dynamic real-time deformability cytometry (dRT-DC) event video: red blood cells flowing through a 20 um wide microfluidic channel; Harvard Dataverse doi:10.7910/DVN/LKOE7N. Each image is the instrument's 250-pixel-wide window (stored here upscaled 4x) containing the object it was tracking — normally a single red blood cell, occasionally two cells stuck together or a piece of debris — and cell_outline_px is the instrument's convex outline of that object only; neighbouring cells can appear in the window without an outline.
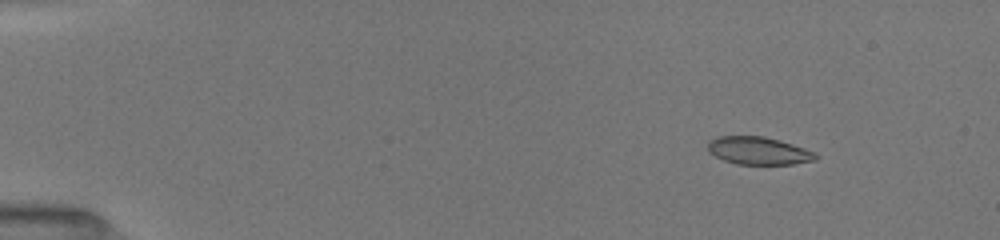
{"species": "common noctule bat (a hibernating species)", "species_latin": "Nyctalus noctula", "temperature_condition": "room temperature", "stored_images_in_passage": 36, "camera_frame_rate_fps": 3000, "um_per_image_px": 0.085, "animal": {"sex": "female", "body_mass_g": 19.5, "forearm_length_mm": 54.1}, "frame": {"image": 1, "passage_image": 4, "time_ms": 1.667, "image_size_px": [1000, 240], "cell_outline_px": [[820, 156], [816, 160], [792, 164], [736, 164], [724, 160], [708, 152], [708, 140], [716, 136], [764, 136], [780, 140], [816, 152]], "centroid_in_image_um": [64.48, 12.81], "position_along_channel_um": 20.5, "area_um2": 17.57}}
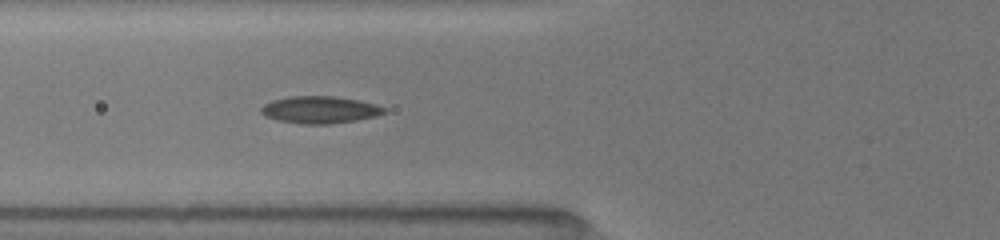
{"frame": {"image": 2, "passage_image": 22, "time_ms": 6.333, "image_size_px": [1000, 240], "cell_outline_px": [[388, 112], [376, 116], [356, 120], [328, 124], [300, 124], [280, 120], [264, 116], [260, 112], [260, 108], [264, 104], [272, 100], [292, 96], [332, 96], [356, 100], [376, 104], [388, 108]], "centroid_in_image_um": [27.2, 9.33], "position_along_channel_um": 98.6, "area_um2": 19.48}}
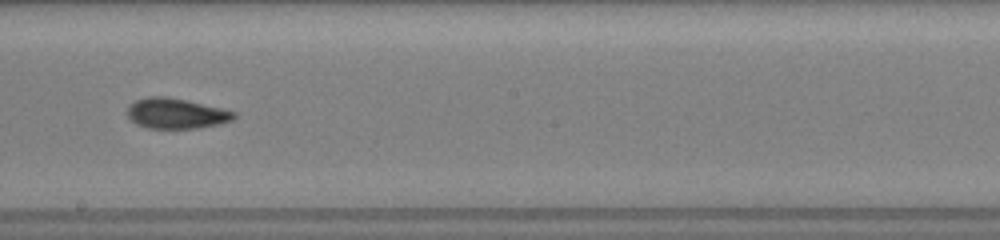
{"frame": {"image": 3, "passage_image": 35, "time_ms": 9.667, "image_size_px": [1000, 240], "cell_outline_px": [[236, 116], [232, 120], [200, 128], [144, 128], [136, 124], [128, 116], [128, 104], [136, 100], [148, 96], [164, 96], [184, 100], [220, 108], [236, 112]], "centroid_in_image_um": [14.92, 9.64], "position_along_channel_um": 233.3, "area_um2": 18.67}}